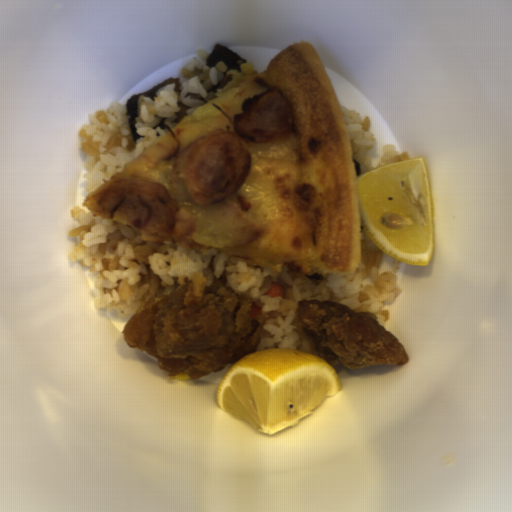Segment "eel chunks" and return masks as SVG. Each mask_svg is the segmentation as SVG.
<instances>
[{
    "label": "eel chunks",
    "mask_w": 512,
    "mask_h": 512,
    "mask_svg": "<svg viewBox=\"0 0 512 512\" xmlns=\"http://www.w3.org/2000/svg\"><path fill=\"white\" fill-rule=\"evenodd\" d=\"M232 78H233V76L231 74H226L219 83H217L216 85L209 88L208 92H210L212 94H217L218 90H221L230 84Z\"/></svg>",
    "instance_id": "9297f934"
},
{
    "label": "eel chunks",
    "mask_w": 512,
    "mask_h": 512,
    "mask_svg": "<svg viewBox=\"0 0 512 512\" xmlns=\"http://www.w3.org/2000/svg\"><path fill=\"white\" fill-rule=\"evenodd\" d=\"M219 63L225 64L229 71H240L243 65L248 64L246 59L234 50L218 43L214 45L204 64L206 67L211 68Z\"/></svg>",
    "instance_id": "57646c5b"
},
{
    "label": "eel chunks",
    "mask_w": 512,
    "mask_h": 512,
    "mask_svg": "<svg viewBox=\"0 0 512 512\" xmlns=\"http://www.w3.org/2000/svg\"><path fill=\"white\" fill-rule=\"evenodd\" d=\"M177 107L179 108L178 112L175 114L174 124H178L182 122L187 116V111L191 110L192 107L186 106L184 102L178 101Z\"/></svg>",
    "instance_id": "5b157139"
},
{
    "label": "eel chunks",
    "mask_w": 512,
    "mask_h": 512,
    "mask_svg": "<svg viewBox=\"0 0 512 512\" xmlns=\"http://www.w3.org/2000/svg\"><path fill=\"white\" fill-rule=\"evenodd\" d=\"M174 83L173 91L180 92L181 89V81L177 77H170L165 82L153 87L152 89L145 91L143 93L137 94V95H130L127 98L126 101V108H127V121L131 133L132 140L136 143L139 139L142 138V134H138L135 129L136 119L139 115V108H138V100L141 96H145L151 100H155L159 90L164 87L166 84Z\"/></svg>",
    "instance_id": "4dd315ae"
},
{
    "label": "eel chunks",
    "mask_w": 512,
    "mask_h": 512,
    "mask_svg": "<svg viewBox=\"0 0 512 512\" xmlns=\"http://www.w3.org/2000/svg\"><path fill=\"white\" fill-rule=\"evenodd\" d=\"M354 162H355L356 174H357V178H358L360 175H362V172H361L359 161L354 159Z\"/></svg>",
    "instance_id": "3e7421f1"
}]
</instances>
